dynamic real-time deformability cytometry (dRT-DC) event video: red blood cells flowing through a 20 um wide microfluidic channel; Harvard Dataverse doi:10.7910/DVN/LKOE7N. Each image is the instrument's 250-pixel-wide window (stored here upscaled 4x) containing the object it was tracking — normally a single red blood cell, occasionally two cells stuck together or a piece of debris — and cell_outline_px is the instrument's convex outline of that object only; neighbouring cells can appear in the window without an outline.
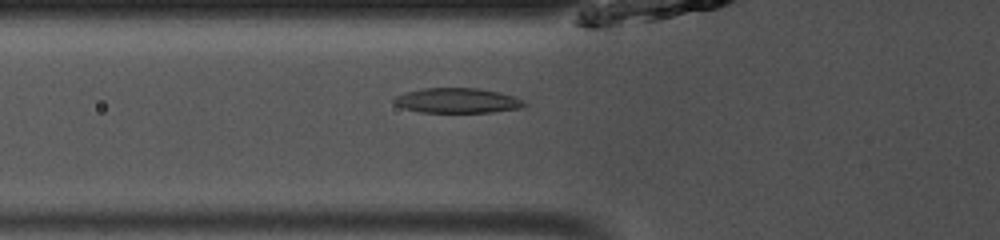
{"species": "common noctule bat (a hibernating species)", "species_latin": "Nyctalus noctula", "temperature_condition": "room temperature", "stored_images_in_passage": 40, "camera_frame_rate_fps": 3000, "um_per_image_px": 0.085, "animal": {"sex": "male", "body_mass_g": 13.0, "forearm_length_mm": 53.1}, "frame": {"image": 1, "passage_image": 9, "time_ms": 2.667, "image_size_px": [1000, 240], "cell_outline_px": [[528, 104], [520, 108], [492, 112], [420, 112], [404, 108], [396, 104], [392, 100], [396, 96], [408, 92], [424, 88], [480, 88], [500, 92], [512, 96]], "centroid_in_image_um": [38.88, 8.54], "position_along_channel_um": 86.9, "area_um2": 18.73}}
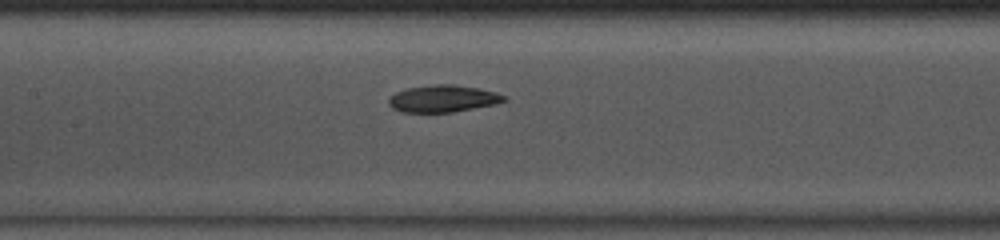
{"frame": {"image": 2, "passage_image": 15, "time_ms": 4.667, "image_size_px": [1000, 240], "cell_outline_px": [[508, 100], [492, 104], [452, 112], [404, 112], [392, 108], [388, 104], [388, 96], [396, 92], [408, 88], [436, 84], [452, 84], [476, 88], [496, 92], [504, 96]], "centroid_in_image_um": [37.59, 8.38], "position_along_channel_um": 169.8, "area_um2": 17.92}}
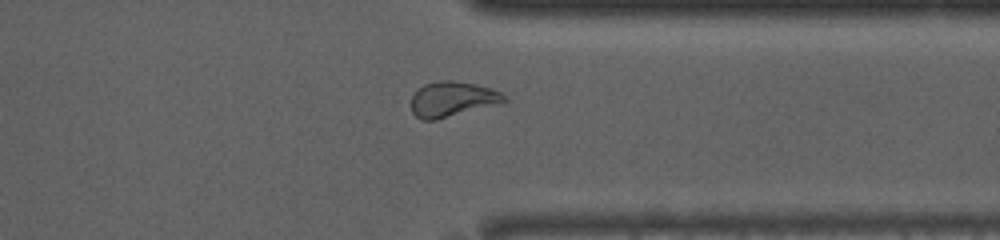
{"frame": {"image": 3, "passage_image": 30, "time_ms": 9.667, "image_size_px": [1000, 240], "cell_outline_px": [[508, 100], [436, 120], [420, 120], [412, 112], [412, 96], [416, 88], [424, 84], [440, 80], [452, 80], [476, 84], [492, 88], [500, 92]], "centroid_in_image_um": [38.38, 8.41], "position_along_channel_um": 373.0, "area_um2": 18.84}, "authors_computed_cell_mechanics": {"area_um2": 18.6694, "velocity_mm_per_s": 4.0828, "shape_relaxation_time_tau1_ms": 3.566, "shape_relaxation_time_tau2_ms": 5.7182, "deformation_change_tau1": 0.1358, "deformation_change_tau2": 0.1016}}